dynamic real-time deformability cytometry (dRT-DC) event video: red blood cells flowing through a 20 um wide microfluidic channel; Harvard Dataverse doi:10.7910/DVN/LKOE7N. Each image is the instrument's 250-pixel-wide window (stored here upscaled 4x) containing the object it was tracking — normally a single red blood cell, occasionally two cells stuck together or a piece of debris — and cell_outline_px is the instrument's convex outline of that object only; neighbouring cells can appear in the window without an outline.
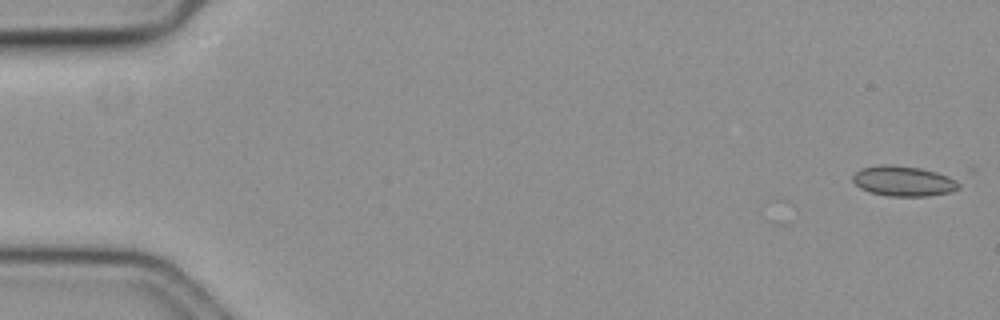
{"species": "common noctule bat (a hibernating species)", "species_latin": "Nyctalus noctula", "temperature_condition": "cold", "stored_images_in_passage": 2, "camera_frame_rate_fps": 3000, "um_per_image_px": 0.085, "animal": {"sex": "female", "body_mass_g": 19.3, "forearm_length_mm": 54.1}, "frame": {"image": 1, "passage_image": 2, "time_ms": 0.333, "image_size_px": [1000, 320], "cell_outline_px": [[960, 188], [948, 192], [928, 196], [888, 196], [872, 192], [860, 188], [852, 180], [852, 176], [860, 168], [880, 164], [892, 164], [920, 168], [936, 172], [948, 176], [960, 184]], "centroid_in_image_um": [76.76, 15.38], "position_along_channel_um": 8.2, "area_um2": 18.61}}